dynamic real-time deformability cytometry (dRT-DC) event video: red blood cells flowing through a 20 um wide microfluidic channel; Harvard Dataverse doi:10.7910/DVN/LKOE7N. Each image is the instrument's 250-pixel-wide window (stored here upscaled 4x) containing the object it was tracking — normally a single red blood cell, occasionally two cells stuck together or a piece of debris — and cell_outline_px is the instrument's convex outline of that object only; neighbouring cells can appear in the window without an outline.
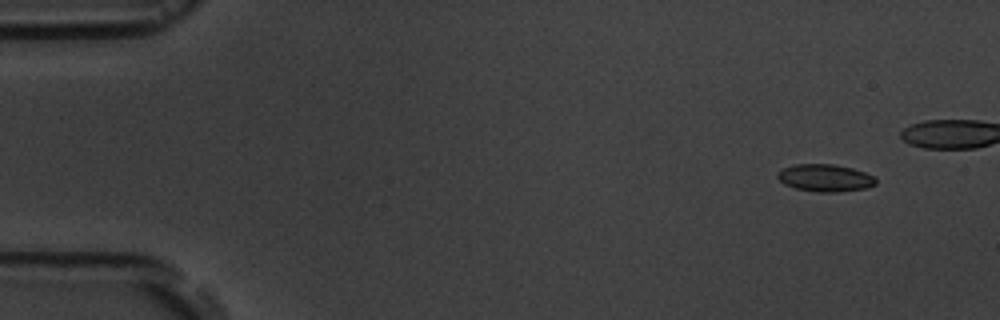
{"species": "common noctule bat (a hibernating species)", "species_latin": "Nyctalus noctula", "temperature_condition": "room temperature", "stored_images_in_passage": 5, "camera_frame_rate_fps": 3000, "um_per_image_px": 0.085, "animal": {"sex": "male", "body_mass_g": 19.5, "forearm_length_mm": 54.6}, "frame": {"image": 1, "passage_image": 1, "time_ms": 0.0, "image_size_px": [1000, 320], "cell_outline_px": [[876, 184], [864, 188], [836, 192], [816, 192], [796, 188], [784, 184], [776, 176], [776, 172], [784, 168], [796, 164], [832, 164], [852, 168], [876, 176]], "centroid_in_image_um": [70.13, 15.12], "position_along_channel_um": 14.9, "area_um2": 15.61}}
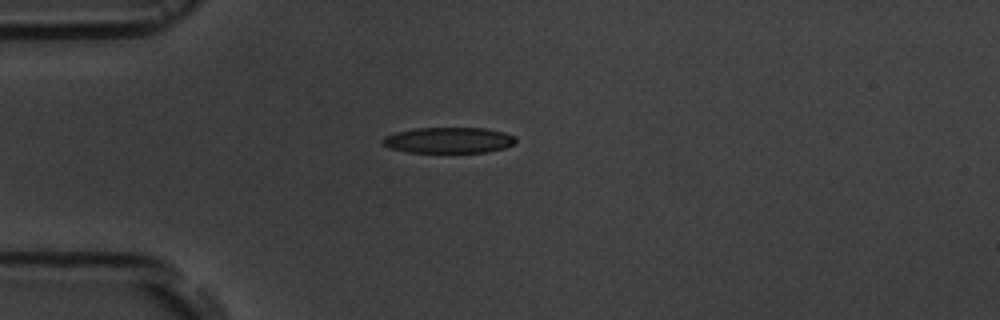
{"frame": {"image": 2, "passage_image": 5, "time_ms": 5.333, "image_size_px": [1000, 320], "cell_outline_px": [[516, 140], [512, 144], [504, 148], [488, 152], [408, 152], [388, 148], [380, 140], [384, 136], [396, 132], [416, 128], [484, 128], [504, 132], [516, 136]], "centroid_in_image_um": [38.12, 11.91], "position_along_channel_um": 46.9, "area_um2": 20.06}}